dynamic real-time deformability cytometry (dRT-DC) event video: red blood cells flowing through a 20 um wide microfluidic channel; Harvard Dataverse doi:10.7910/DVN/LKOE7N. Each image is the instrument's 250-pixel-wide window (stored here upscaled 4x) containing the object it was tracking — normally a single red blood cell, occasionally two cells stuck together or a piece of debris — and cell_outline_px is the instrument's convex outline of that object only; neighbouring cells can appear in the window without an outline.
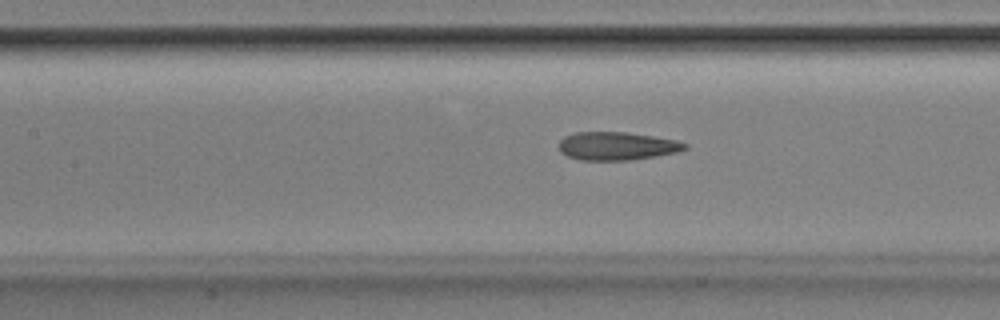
{"species": "Egyptian fruit bat (a non-hibernating species)", "species_latin": "Rousettus aegyptiacus", "temperature_condition": "room temperature", "stored_images_in_passage": 52, "camera_frame_rate_fps": 3000, "um_per_image_px": 0.085, "animal": {"sex": "male"}, "frame": {"image": 1, "passage_image": 23, "time_ms": 7.333, "image_size_px": [1000, 320], "cell_outline_px": [[688, 148], [676, 152], [656, 156], [628, 160], [580, 160], [568, 156], [560, 152], [560, 140], [564, 136], [576, 132], [624, 132], [652, 136], [676, 140], [688, 144]], "centroid_in_image_um": [52.43, 12.41], "position_along_channel_um": 155.0, "area_um2": 20.58}}
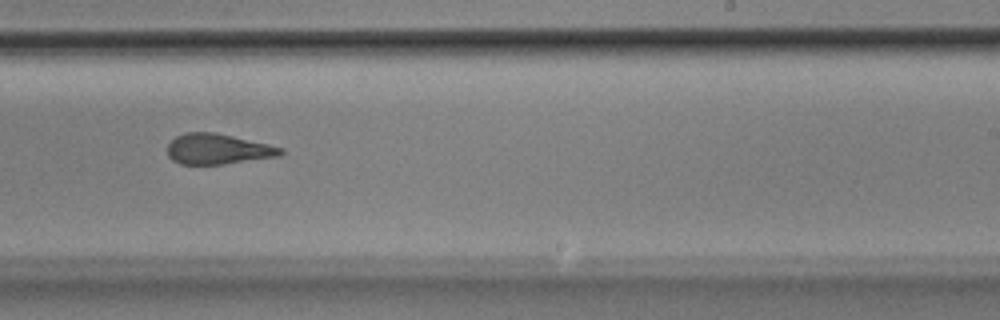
{"frame": {"image": 2, "passage_image": 32, "time_ms": 10.333, "image_size_px": [1000, 320], "cell_outline_px": [[284, 152], [280, 156], [220, 164], [180, 164], [172, 160], [168, 156], [168, 144], [176, 136], [184, 132], [216, 132], [268, 144], [284, 148]], "centroid_in_image_um": [18.51, 12.66], "position_along_channel_um": 270.5, "area_um2": 20.06}}
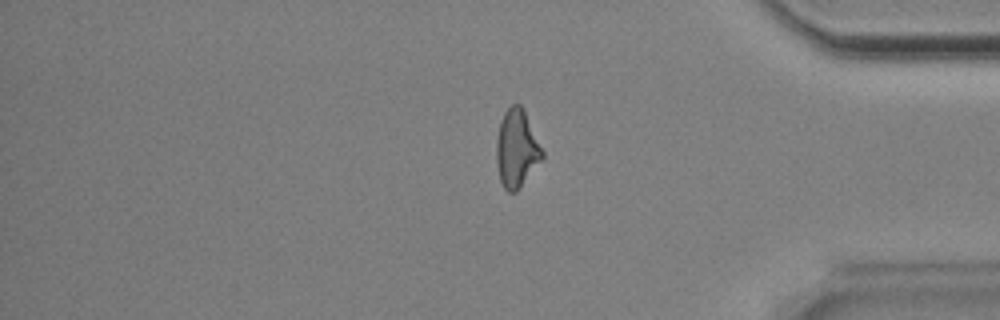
{"frame": {"image": 3, "passage_image": 43, "time_ms": 14.0, "image_size_px": [1000, 320], "cell_outline_px": [[544, 156], [516, 192], [508, 192], [504, 188], [500, 180], [496, 164], [496, 140], [500, 120], [504, 112], [512, 104], [520, 104], [524, 108], [544, 152]], "centroid_in_image_um": [43.9, 12.6], "position_along_channel_um": 391.3, "area_um2": 20.87}, "authors_computed_cell_mechanics": {"area_um2": 21.0392, "velocity_mm_per_s": 3.8685, "shape_relaxation_time_tau1_ms": 8.4528, "shape_relaxation_time_tau2_ms": 2.0207, "deformation_change_tau1": 0.244, "deformation_change_tau2": 0.127}}